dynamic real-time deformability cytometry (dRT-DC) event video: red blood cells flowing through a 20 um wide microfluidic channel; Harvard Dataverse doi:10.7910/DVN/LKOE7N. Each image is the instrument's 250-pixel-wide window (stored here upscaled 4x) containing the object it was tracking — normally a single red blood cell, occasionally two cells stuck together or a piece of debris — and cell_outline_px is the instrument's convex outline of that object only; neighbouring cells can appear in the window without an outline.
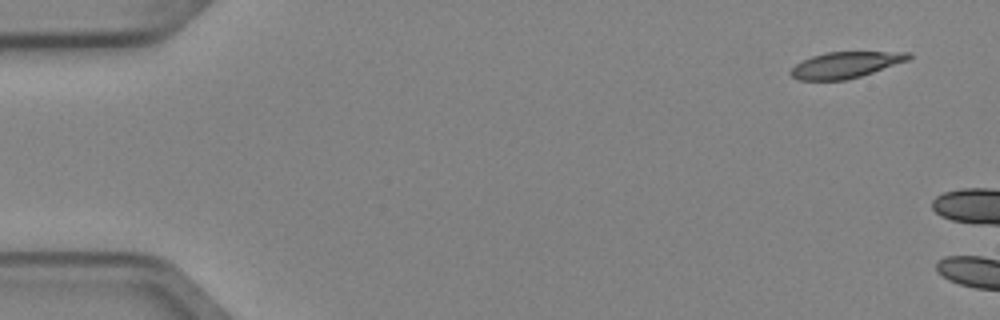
{"species": "Egyptian fruit bat (a non-hibernating species)", "species_latin": "Rousettus aegyptiacus", "temperature_condition": "cold", "stored_images_in_passage": 3, "camera_frame_rate_fps": 3000, "um_per_image_px": 0.085, "animal": {"sex": "female"}, "frame": {"image": 1, "passage_image": 1, "time_ms": 0.0, "image_size_px": [1000, 320], "cell_outline_px": [[912, 56], [908, 60], [860, 76], [844, 80], [800, 80], [792, 76], [788, 72], [796, 64], [812, 56], [824, 52], [912, 52]], "centroid_in_image_um": [71.85, 5.51], "position_along_channel_um": 13.1, "area_um2": 17.74}}